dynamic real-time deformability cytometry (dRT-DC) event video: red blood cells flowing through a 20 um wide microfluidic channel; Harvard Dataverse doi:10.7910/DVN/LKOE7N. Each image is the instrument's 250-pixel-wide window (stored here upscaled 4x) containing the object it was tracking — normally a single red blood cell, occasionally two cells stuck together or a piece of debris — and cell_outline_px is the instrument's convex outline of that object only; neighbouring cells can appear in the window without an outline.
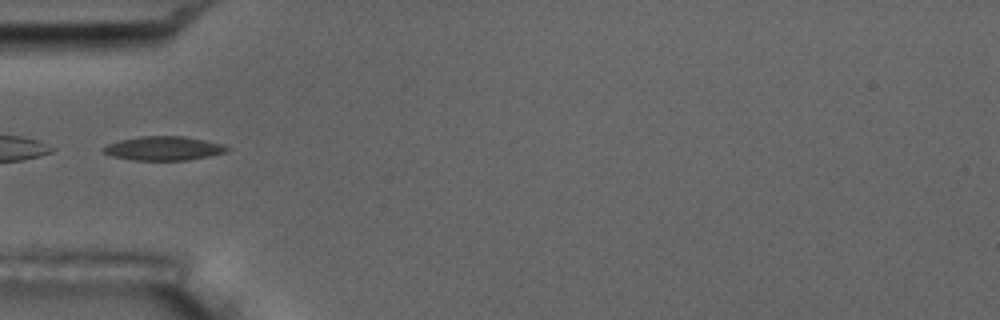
{"species": "common noctule bat (a hibernating species)", "species_latin": "Nyctalus noctula", "temperature_condition": "room temperature", "stored_images_in_passage": 32, "camera_frame_rate_fps": 3000, "um_per_image_px": 0.085, "animal": {"sex": "male", "body_mass_g": 17.5, "forearm_length_mm": 52.3}, "frame": {"image": 1, "passage_image": 1, "time_ms": 0.0, "image_size_px": [1000, 320], "cell_outline_px": [[232, 148], [224, 152], [208, 156], [188, 160], [132, 160], [112, 156], [104, 152], [100, 148], [108, 144], [120, 140], [140, 136], [184, 136], [224, 144]], "centroid_in_image_um": [13.9, 12.61], "position_along_channel_um": 71.1, "area_um2": 17.28}, "authors_computed_cell_mechanics": {"area_um2": 16.5308, "velocity_mm_per_s": 3.6591, "shape_relaxation_time_tau1_ms": 3.2631, "shape_relaxation_time_tau2_ms": 5.5698, "deformation_change_tau1": 0.1198, "deformation_change_tau2": 0.1272}}